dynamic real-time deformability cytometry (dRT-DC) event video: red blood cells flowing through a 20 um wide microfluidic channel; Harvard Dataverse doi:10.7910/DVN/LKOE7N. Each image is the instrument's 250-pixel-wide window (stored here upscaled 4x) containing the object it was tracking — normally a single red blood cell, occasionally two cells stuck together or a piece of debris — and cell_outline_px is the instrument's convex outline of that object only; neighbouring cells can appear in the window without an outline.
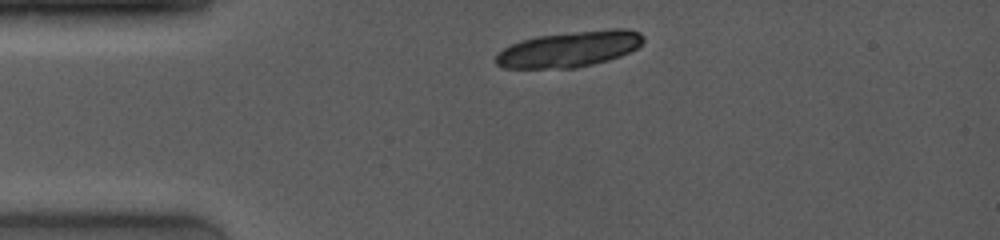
{"species": "common noctule bat (a hibernating species)", "species_latin": "Nyctalus noctula", "temperature_condition": "room temperature", "stored_images_in_passage": 2, "camera_frame_rate_fps": 4000, "um_per_image_px": 0.085, "animal": {"sex": "female", "body_mass_g": 19.0, "forearm_length_mm": 53.3}, "frame": {"image": 1, "passage_image": 1, "time_ms": 0.0, "image_size_px": [1000, 240], "cell_outline_px": [[644, 40], [636, 48], [620, 56], [608, 60], [576, 68], [504, 68], [496, 64], [492, 60], [504, 48], [520, 40], [536, 36], [612, 28], [628, 28], [640, 32], [644, 36]], "centroid_in_image_um": [48.39, 4.17], "position_along_channel_um": 36.6, "area_um2": 30.81}}